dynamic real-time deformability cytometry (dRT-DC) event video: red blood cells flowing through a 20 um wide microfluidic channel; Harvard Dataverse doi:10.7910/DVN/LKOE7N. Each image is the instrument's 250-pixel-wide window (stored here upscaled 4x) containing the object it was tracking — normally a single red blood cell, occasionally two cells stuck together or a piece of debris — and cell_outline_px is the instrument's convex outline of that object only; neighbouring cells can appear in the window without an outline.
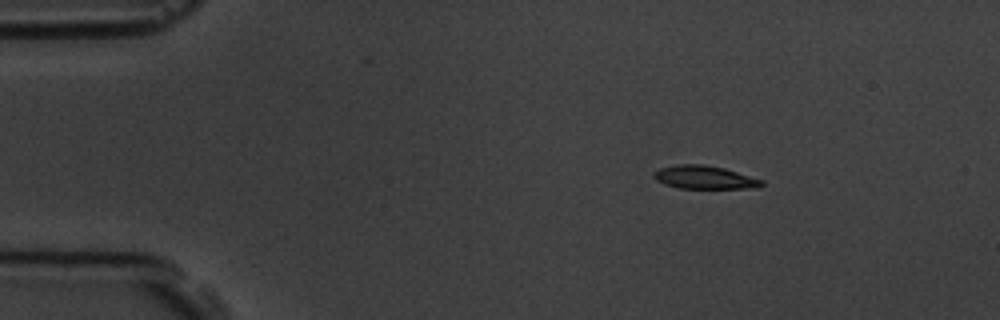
{"species": "common noctule bat (a hibernating species)", "species_latin": "Nyctalus noctula", "temperature_condition": "room temperature", "stored_images_in_passage": 3, "camera_frame_rate_fps": 3000, "um_per_image_px": 0.085, "animal": {"sex": "male", "body_mass_g": 19.5, "forearm_length_mm": 54.6}, "frame": {"image": 1, "passage_image": 1, "time_ms": 0.0, "image_size_px": [1000, 320], "cell_outline_px": [[764, 184], [756, 188], [680, 188], [664, 184], [656, 180], [652, 176], [652, 172], [660, 168], [676, 164], [700, 164], [724, 168], [764, 180]], "centroid_in_image_um": [59.86, 15.07], "position_along_channel_um": 25.1, "area_um2": 14.62}}